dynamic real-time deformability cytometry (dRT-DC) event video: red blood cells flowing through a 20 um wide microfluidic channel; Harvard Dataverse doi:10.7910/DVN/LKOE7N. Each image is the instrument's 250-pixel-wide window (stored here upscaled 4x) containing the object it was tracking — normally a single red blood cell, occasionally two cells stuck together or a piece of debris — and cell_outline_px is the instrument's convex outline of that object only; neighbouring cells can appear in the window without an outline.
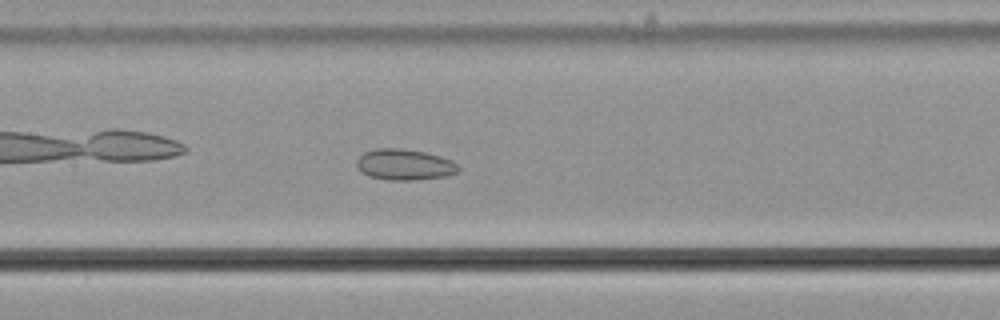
{"species": "common noctule bat (a hibernating species)", "species_latin": "Nyctalus noctula", "temperature_condition": "cold", "stored_images_in_passage": 51, "camera_frame_rate_fps": 3000, "um_per_image_px": 0.085, "animal": {"sex": "male", "body_mass_g": 21.5, "forearm_length_mm": 52.0}, "frame": {"image": 1, "passage_image": 22, "time_ms": 7.0, "image_size_px": [1000, 320], "cell_outline_px": [[460, 168], [456, 172], [444, 176], [416, 180], [388, 180], [368, 176], [360, 172], [356, 164], [356, 160], [364, 152], [376, 148], [400, 148], [424, 152], [440, 156], [452, 160]], "centroid_in_image_um": [34.34, 13.99], "position_along_channel_um": 173.1, "area_um2": 18.38}}
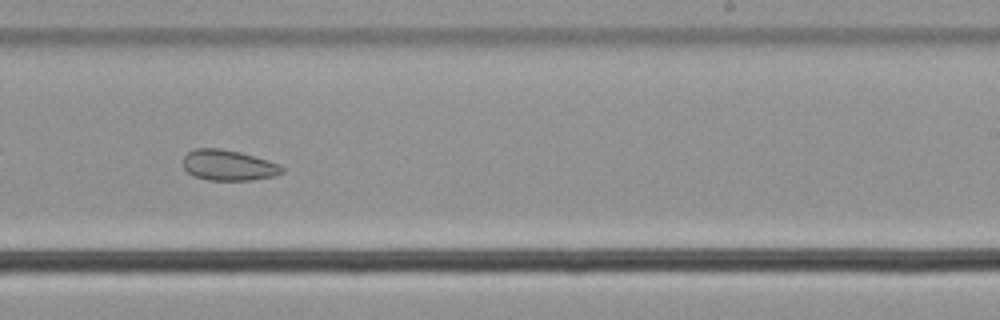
{"frame": {"image": 2, "passage_image": 30, "time_ms": 9.667, "image_size_px": [1000, 320], "cell_outline_px": [[284, 172], [276, 176], [252, 180], [208, 180], [196, 176], [188, 172], [184, 168], [184, 156], [188, 152], [196, 148], [220, 148], [240, 152], [268, 160], [280, 164], [284, 168]], "centroid_in_image_um": [19.46, 14.04], "position_along_channel_um": 269.5, "area_um2": 17.69}, "authors_computed_cell_mechanics": {"area_um2": 22.1952, "velocity_mm_per_s": 3.6305, "shape_relaxation_time_tau1_ms": null, "shape_relaxation_time_tau2_ms": 3.033, "deformation_change_tau1": null, "deformation_change_tau2": 0.0713}}